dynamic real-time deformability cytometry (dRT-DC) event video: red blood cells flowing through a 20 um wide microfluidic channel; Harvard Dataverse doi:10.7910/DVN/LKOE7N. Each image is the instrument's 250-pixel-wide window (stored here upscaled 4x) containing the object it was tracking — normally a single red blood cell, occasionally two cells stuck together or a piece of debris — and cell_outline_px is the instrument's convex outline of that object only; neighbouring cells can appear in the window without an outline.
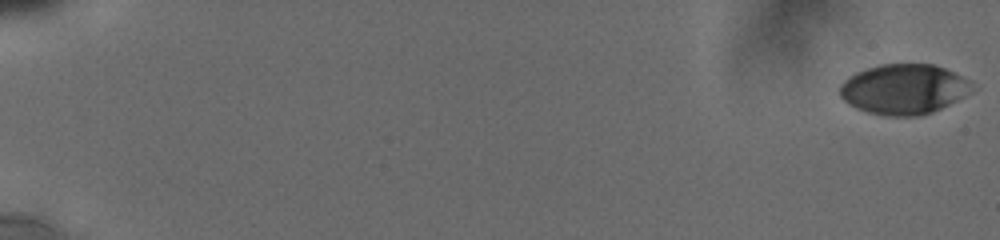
{"species": "human", "species_latin": "Homo sapiens", "temperature_condition": "cold", "stored_images_in_passage": 17, "camera_frame_rate_fps": 3000, "um_per_image_px": 0.085, "donor": {"sex": "male"}, "frame": {"image": 1, "passage_image": 1, "time_ms": 0.0, "image_size_px": [1000, 240], "cell_outline_px": [[972, 92], [932, 112], [916, 116], [888, 116], [868, 112], [856, 108], [848, 104], [840, 96], [840, 84], [848, 76], [856, 72], [880, 64], [932, 64], [944, 68], [968, 80]], "centroid_in_image_um": [76.77, 7.58], "position_along_channel_um": 8.2, "area_um2": 38.26}}
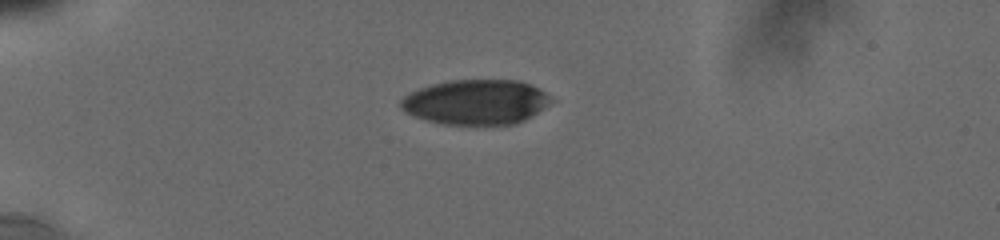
{"frame": {"image": 2, "passage_image": 10, "time_ms": 5.333, "image_size_px": [1000, 240], "cell_outline_px": [[556, 100], [544, 108], [524, 120], [516, 124], [444, 124], [424, 120], [412, 116], [404, 112], [400, 108], [400, 100], [404, 96], [420, 88], [432, 84], [452, 80], [516, 80], [540, 88]], "centroid_in_image_um": [40.46, 8.68], "position_along_channel_um": 44.5, "area_um2": 39.48}}
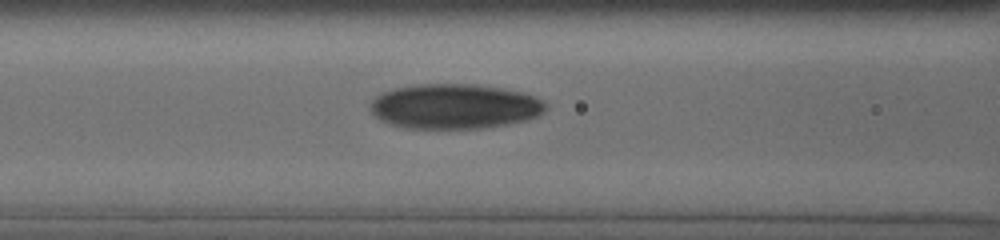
{"frame": {"image": 3, "passage_image": 17, "time_ms": 8.667, "image_size_px": [1000, 240], "cell_outline_px": [[544, 108], [536, 116], [524, 120], [508, 124], [480, 128], [404, 128], [388, 124], [380, 120], [372, 112], [372, 100], [376, 96], [384, 92], [396, 88], [420, 84], [472, 84], [520, 92], [532, 96], [540, 100], [544, 104]], "centroid_in_image_um": [38.56, 9.05], "position_along_channel_um": 128.0, "area_um2": 45.08}}